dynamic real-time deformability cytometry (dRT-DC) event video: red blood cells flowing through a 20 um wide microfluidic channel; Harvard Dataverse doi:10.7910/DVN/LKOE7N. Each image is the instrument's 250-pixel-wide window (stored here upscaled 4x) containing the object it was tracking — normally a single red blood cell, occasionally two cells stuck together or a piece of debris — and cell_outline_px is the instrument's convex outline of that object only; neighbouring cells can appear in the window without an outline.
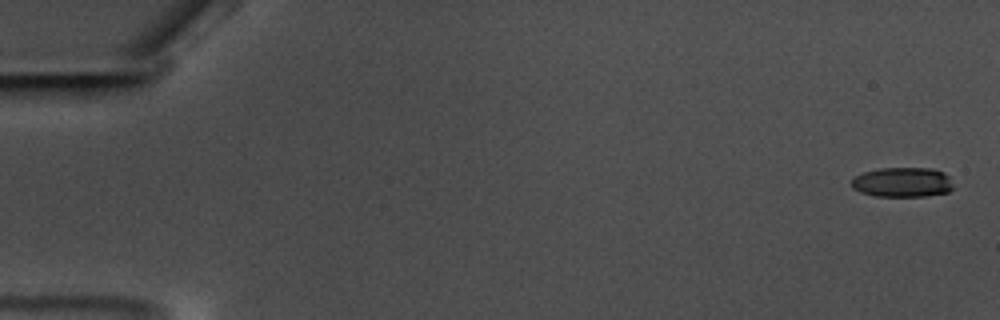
{"species": "common noctule bat (a hibernating species)", "species_latin": "Nyctalus noctula", "temperature_condition": "warm", "stored_images_in_passage": 59, "camera_frame_rate_fps": 3000, "um_per_image_px": 0.085, "animal": {"sex": "male", "body_mass_g": 17.5, "forearm_length_mm": 52.3}, "frame": {"image": 1, "passage_image": 2, "time_ms": 0.333, "image_size_px": [1000, 320], "cell_outline_px": [[952, 188], [948, 192], [928, 196], [876, 196], [860, 192], [852, 188], [852, 180], [856, 176], [864, 172], [880, 168], [932, 168], [944, 172], [948, 176], [952, 184]], "centroid_in_image_um": [76.72, 15.49], "position_along_channel_um": 8.3, "area_um2": 17.63}}
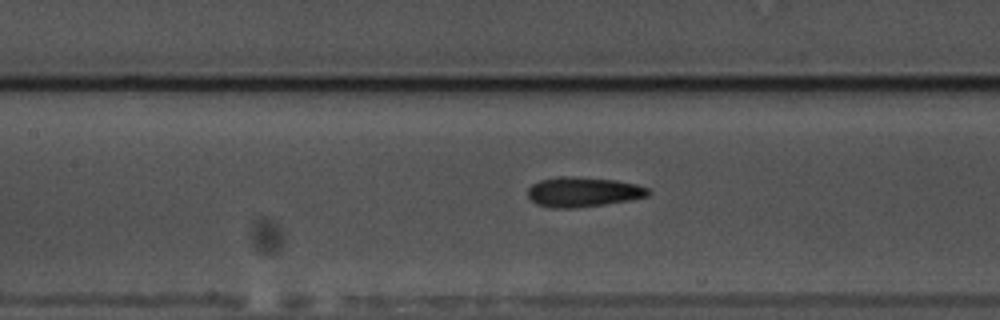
{"frame": {"image": 2, "passage_image": 28, "time_ms": 9.0, "image_size_px": [1000, 320], "cell_outline_px": [[652, 192], [648, 196], [628, 200], [604, 204], [576, 208], [552, 208], [536, 204], [528, 200], [528, 188], [532, 184], [540, 180], [560, 176], [572, 176], [616, 180], [636, 184], [648, 188]], "centroid_in_image_um": [49.53, 16.32], "position_along_channel_um": 157.9, "area_um2": 21.1}}
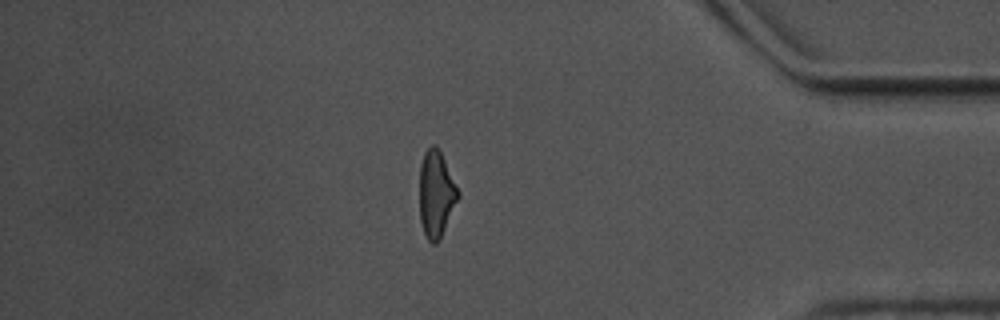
{"frame": {"image": 3, "passage_image": 51, "time_ms": 16.667, "image_size_px": [1000, 320], "cell_outline_px": [[460, 196], [440, 240], [436, 244], [432, 244], [428, 240], [424, 232], [420, 220], [420, 164], [424, 152], [432, 144], [436, 144], [440, 148], [460, 192]], "centroid_in_image_um": [37.09, 16.46], "position_along_channel_um": 398.1, "area_um2": 19.83}, "authors_computed_cell_mechanics": {"area_um2": 19.7676, "velocity_mm_per_s": 3.539, "shape_relaxation_time_tau1_ms": 3.6495, "shape_relaxation_time_tau2_ms": 2.0195, "deformation_change_tau1": 0.1511, "deformation_change_tau2": 0.1118}}